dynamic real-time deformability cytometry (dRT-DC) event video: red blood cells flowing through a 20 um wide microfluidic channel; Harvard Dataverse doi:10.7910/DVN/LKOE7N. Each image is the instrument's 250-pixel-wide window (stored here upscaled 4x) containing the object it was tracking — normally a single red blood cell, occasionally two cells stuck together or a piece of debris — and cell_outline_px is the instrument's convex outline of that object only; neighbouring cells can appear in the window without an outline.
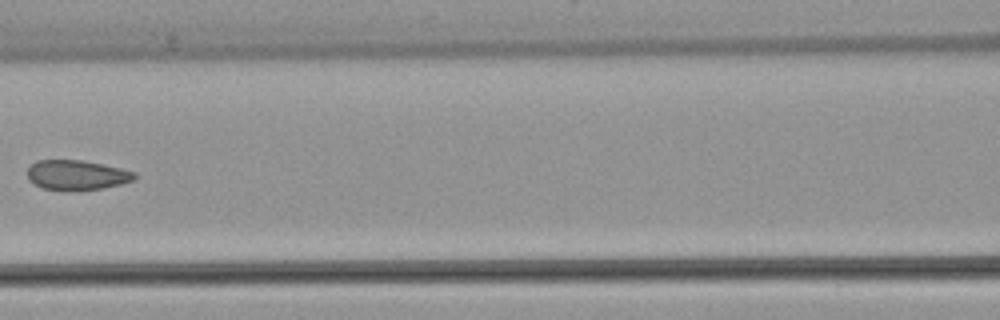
{"species": "common noctule bat (a hibernating species)", "species_latin": "Nyctalus noctula", "temperature_condition": "warm", "stored_images_in_passage": 5, "camera_frame_rate_fps": 3000, "um_per_image_px": 0.085, "animal": {"sex": "female", "body_mass_g": 22.7, "forearm_length_mm": 54.2}, "frame": {"image": 1, "passage_image": 5, "time_ms": 5.0, "image_size_px": [1000, 320], "cell_outline_px": [[136, 176], [132, 180], [120, 184], [100, 188], [64, 192], [44, 188], [28, 180], [28, 168], [36, 160], [80, 160], [120, 168], [136, 172]], "centroid_in_image_um": [6.49, 14.89], "position_along_channel_um": 160.1, "area_um2": 18.55}}